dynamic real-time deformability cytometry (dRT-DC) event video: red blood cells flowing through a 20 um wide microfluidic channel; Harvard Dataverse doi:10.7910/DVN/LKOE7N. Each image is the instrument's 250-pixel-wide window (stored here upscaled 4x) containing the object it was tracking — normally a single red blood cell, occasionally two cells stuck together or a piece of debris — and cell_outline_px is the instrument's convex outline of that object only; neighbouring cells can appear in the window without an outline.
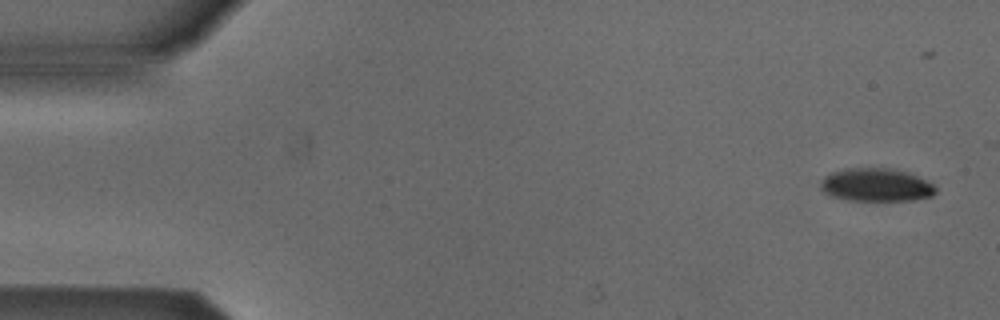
{"species": "Egyptian fruit bat (a non-hibernating species)", "species_latin": "Rousettus aegyptiacus", "temperature_condition": "cold", "stored_images_in_passage": 5, "camera_frame_rate_fps": 3000, "um_per_image_px": 0.085, "animal": {"sex": "male"}, "frame": {"image": 1, "passage_image": 1, "time_ms": 0.0, "image_size_px": [1000, 320], "cell_outline_px": [[936, 192], [932, 196], [912, 200], [848, 200], [832, 196], [824, 192], [820, 188], [820, 180], [824, 176], [832, 172], [844, 168], [892, 168], [908, 172], [932, 184], [936, 188]], "centroid_in_image_um": [74.43, 15.71], "position_along_channel_um": 10.6, "area_um2": 22.2}}
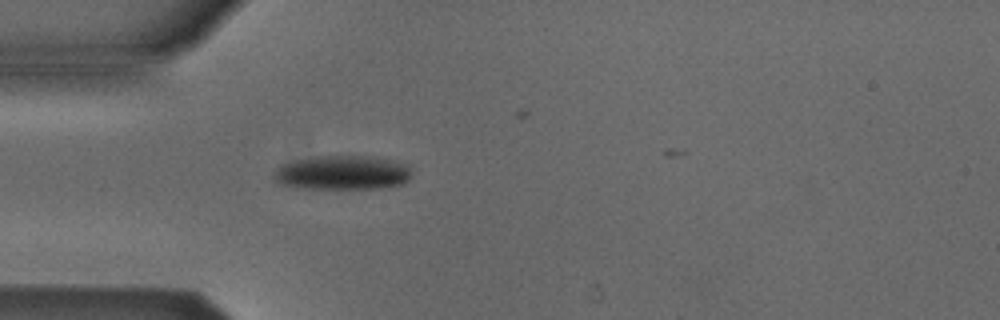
{"frame": {"image": 2, "passage_image": 4, "time_ms": 1.0, "image_size_px": [1000, 320], "cell_outline_px": [[412, 176], [404, 184], [380, 188], [304, 188], [276, 184], [272, 180], [272, 176], [276, 168], [280, 164], [292, 160], [316, 156], [368, 156], [392, 160], [408, 164], [412, 172]], "centroid_in_image_um": [29.07, 14.67], "position_along_channel_um": 55.9, "area_um2": 27.98}}